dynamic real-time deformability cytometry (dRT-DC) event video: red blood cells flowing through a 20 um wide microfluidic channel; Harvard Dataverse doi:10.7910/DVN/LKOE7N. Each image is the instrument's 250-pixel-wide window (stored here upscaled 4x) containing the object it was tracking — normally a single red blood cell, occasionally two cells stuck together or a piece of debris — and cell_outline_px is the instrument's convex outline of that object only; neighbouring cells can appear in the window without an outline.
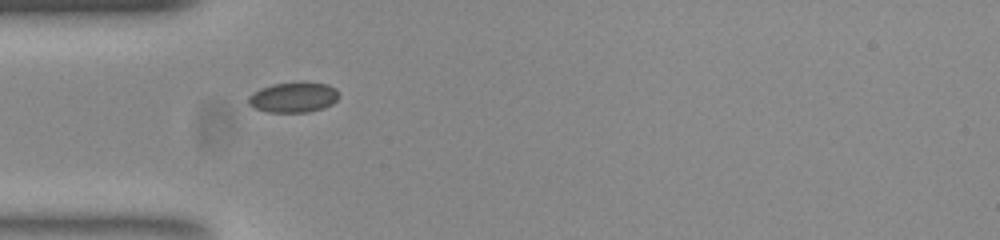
{"species": "common noctule bat (a hibernating species)", "species_latin": "Nyctalus noctula", "temperature_condition": "room temperature", "stored_images_in_passage": 39, "camera_frame_rate_fps": 3000, "um_per_image_px": 0.085, "animal": {"sex": "female", "body_mass_g": 23.0, "forearm_length_mm": 53.4}, "frame": {"image": 1, "passage_image": 1, "time_ms": 0.0, "image_size_px": [1000, 240], "cell_outline_px": [[340, 96], [332, 104], [324, 108], [308, 112], [268, 112], [252, 108], [248, 104], [248, 96], [252, 92], [260, 88], [272, 84], [328, 84], [336, 88]], "centroid_in_image_um": [24.91, 8.3], "position_along_channel_um": 60.1, "area_um2": 15.78}}
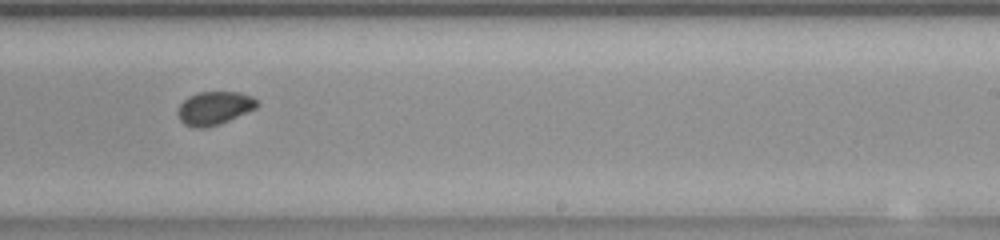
{"frame": {"image": 2, "passage_image": 18, "time_ms": 5.667, "image_size_px": [1000, 240], "cell_outline_px": [[260, 104], [256, 108], [220, 124], [200, 128], [192, 128], [184, 124], [180, 120], [176, 112], [180, 104], [188, 96], [200, 92], [240, 92], [252, 96]], "centroid_in_image_um": [18.2, 9.19], "position_along_channel_um": 270.8, "area_um2": 15.43}}
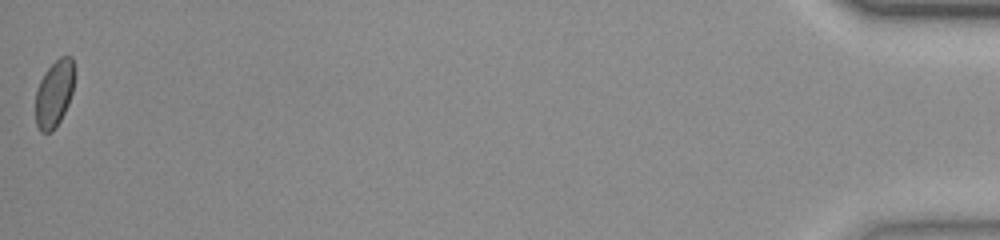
{"frame": {"image": 3, "passage_image": 39, "time_ms": 12.667, "image_size_px": [1000, 240], "cell_outline_px": [[72, 92], [68, 104], [60, 120], [52, 132], [40, 132], [36, 124], [36, 88], [44, 72], [60, 56], [72, 56]], "centroid_in_image_um": [4.57, 7.98], "position_along_channel_um": 430.6, "area_um2": 14.85}, "authors_computed_cell_mechanics": {"area_um2": 15.2592, "velocity_mm_per_s": 3.7531, "shape_relaxation_time_tau1_ms": 10.9773, "shape_relaxation_time_tau2_ms": 0.9107, "deformation_change_tau1": 0.1376, "deformation_change_tau2": 0.0404}}